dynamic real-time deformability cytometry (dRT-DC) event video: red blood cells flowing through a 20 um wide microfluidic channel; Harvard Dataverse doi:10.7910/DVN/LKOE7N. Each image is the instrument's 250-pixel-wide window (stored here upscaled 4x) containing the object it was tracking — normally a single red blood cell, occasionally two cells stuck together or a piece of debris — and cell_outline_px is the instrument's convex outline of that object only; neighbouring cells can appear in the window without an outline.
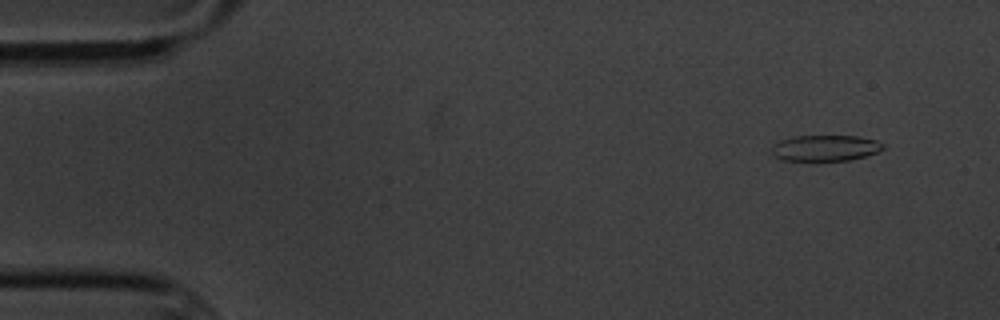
{"species": "common noctule bat (a hibernating species)", "species_latin": "Nyctalus noctula", "temperature_condition": "cold", "stored_images_in_passage": 5, "segment_of_instrument_passage": [1, 2], "camera_frame_rate_fps": 3000, "um_per_image_px": 0.085, "animal": {"sex": "male", "body_mass_g": 20.1, "forearm_length_mm": 53.5}, "frame": {"image": 1, "passage_image": 2, "time_ms": 1.333, "image_size_px": [1000, 320], "cell_outline_px": [[884, 148], [876, 152], [864, 156], [848, 160], [784, 160], [776, 156], [772, 152], [772, 144], [780, 140], [796, 136], [856, 136], [876, 140], [884, 144]], "centroid_in_image_um": [70.14, 12.57], "position_along_channel_um": 14.9, "area_um2": 16.59}}